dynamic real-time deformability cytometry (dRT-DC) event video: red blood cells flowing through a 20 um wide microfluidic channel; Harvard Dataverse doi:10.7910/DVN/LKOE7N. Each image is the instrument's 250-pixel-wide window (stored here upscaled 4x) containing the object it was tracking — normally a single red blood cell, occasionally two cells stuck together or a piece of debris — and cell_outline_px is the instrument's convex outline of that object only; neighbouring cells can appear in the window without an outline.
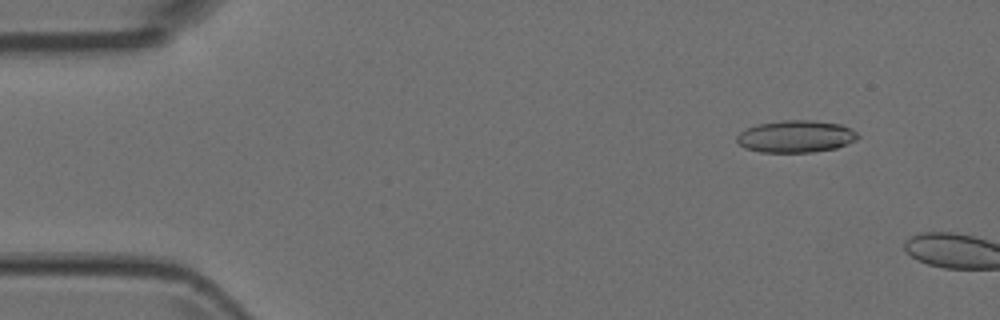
{"species": "Egyptian fruit bat (a non-hibernating species)", "species_latin": "Rousettus aegyptiacus", "temperature_condition": "room temperature", "stored_images_in_passage": 3, "camera_frame_rate_fps": 3000, "um_per_image_px": 0.085, "animal": {"sex": "female"}, "frame": {"image": 1, "passage_image": 2, "time_ms": 0.333, "image_size_px": [1000, 320], "cell_outline_px": [[860, 136], [856, 140], [836, 148], [812, 152], [760, 152], [744, 148], [736, 140], [736, 136], [740, 132], [756, 124], [784, 120], [812, 120], [840, 124], [852, 128]], "centroid_in_image_um": [67.65, 11.59], "position_along_channel_um": 17.3, "area_um2": 22.72}}